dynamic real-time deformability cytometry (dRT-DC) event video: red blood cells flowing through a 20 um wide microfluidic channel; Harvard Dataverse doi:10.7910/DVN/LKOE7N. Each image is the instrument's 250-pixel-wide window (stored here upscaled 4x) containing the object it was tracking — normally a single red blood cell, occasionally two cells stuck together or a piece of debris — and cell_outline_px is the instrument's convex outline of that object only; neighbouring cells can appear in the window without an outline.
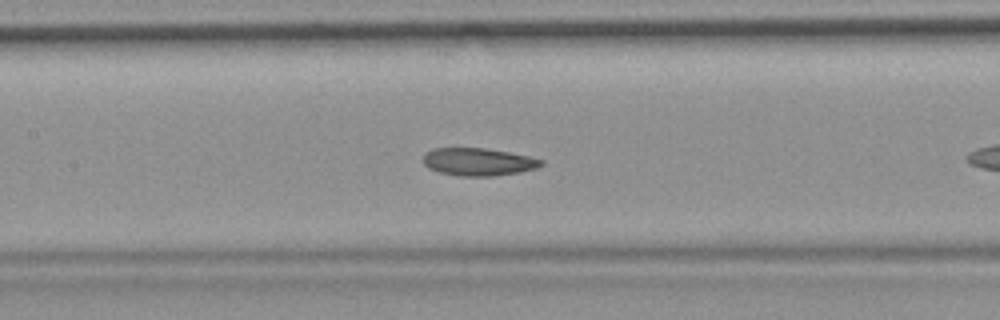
{"species": "common noctule bat (a hibernating species)", "species_latin": "Nyctalus noctula", "temperature_condition": "room temperature", "stored_images_in_passage": 27, "camera_frame_rate_fps": 3000, "um_per_image_px": 0.085, "animal": {"sex": "female", "body_mass_g": 19.9}, "frame": {"image": 1, "passage_image": 12, "time_ms": 3.667, "image_size_px": [1000, 320], "cell_outline_px": [[544, 164], [536, 168], [520, 172], [496, 176], [460, 176], [440, 172], [428, 168], [424, 164], [424, 152], [432, 148], [484, 148], [508, 152], [528, 156], [544, 160]], "centroid_in_image_um": [40.65, 13.75], "position_along_channel_um": 166.7, "area_um2": 19.07}}